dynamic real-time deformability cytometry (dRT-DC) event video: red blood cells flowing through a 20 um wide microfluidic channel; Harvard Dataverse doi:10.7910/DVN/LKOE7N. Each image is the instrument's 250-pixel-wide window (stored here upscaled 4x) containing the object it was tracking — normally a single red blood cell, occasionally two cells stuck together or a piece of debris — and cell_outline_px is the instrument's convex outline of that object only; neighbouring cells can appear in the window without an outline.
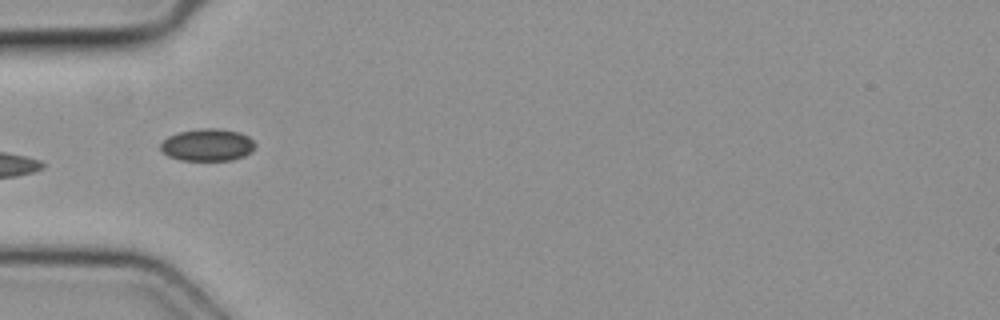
{"species": "common noctule bat (a hibernating species)", "species_latin": "Nyctalus noctula", "temperature_condition": "cold", "stored_images_in_passage": 6, "camera_frame_rate_fps": 3000, "um_per_image_px": 0.085, "animal": {"sex": "female", "body_mass_g": 19.3, "forearm_length_mm": 54.1}, "frame": {"image": 1, "passage_image": 6, "time_ms": 1.667, "image_size_px": [1000, 320], "cell_outline_px": [[256, 144], [252, 152], [244, 156], [232, 160], [180, 160], [168, 156], [160, 148], [160, 144], [168, 136], [180, 132], [200, 128], [220, 128], [240, 132], [248, 136]], "centroid_in_image_um": [17.66, 12.31], "position_along_channel_um": 67.3, "area_um2": 17.86}}